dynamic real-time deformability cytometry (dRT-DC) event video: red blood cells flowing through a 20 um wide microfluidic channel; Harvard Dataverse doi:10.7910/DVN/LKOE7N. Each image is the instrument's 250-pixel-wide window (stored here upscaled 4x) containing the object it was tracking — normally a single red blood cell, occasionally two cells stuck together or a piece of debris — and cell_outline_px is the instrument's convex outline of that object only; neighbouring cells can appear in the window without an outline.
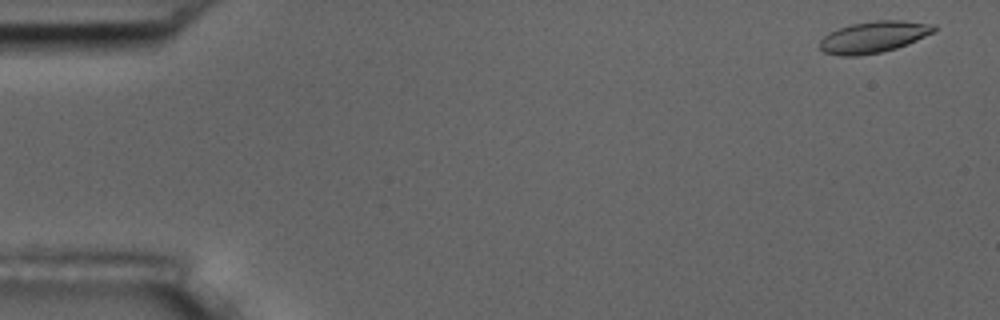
{"species": "common noctule bat (a hibernating species)", "species_latin": "Nyctalus noctula", "temperature_condition": "room temperature", "stored_images_in_passage": 5, "camera_frame_rate_fps": 3000, "um_per_image_px": 0.085, "animal": {"sex": "male", "body_mass_g": 17.5, "forearm_length_mm": 52.3}, "frame": {"image": 1, "passage_image": 1, "time_ms": 0.0, "image_size_px": [1000, 320], "cell_outline_px": [[936, 32], [908, 44], [896, 48], [880, 52], [860, 56], [840, 56], [824, 52], [820, 48], [820, 40], [828, 32], [852, 24], [876, 20], [904, 20], [936, 24]], "centroid_in_image_um": [74.3, 3.14], "position_along_channel_um": 10.7, "area_um2": 21.15}}
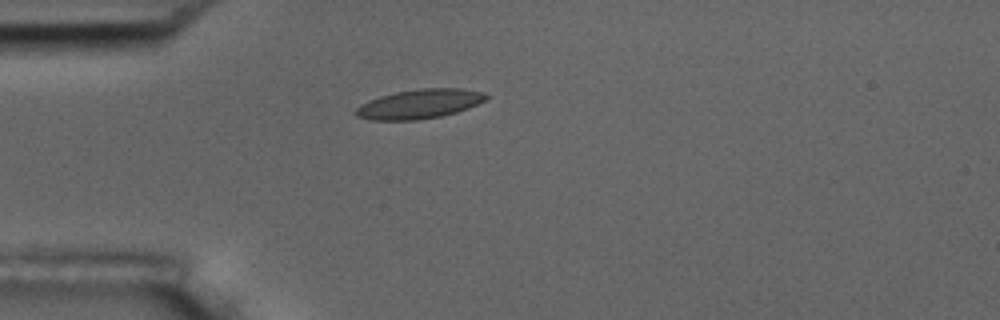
{"frame": {"image": 2, "passage_image": 4, "time_ms": 4.333, "image_size_px": [1000, 320], "cell_outline_px": [[488, 100], [468, 108], [456, 112], [440, 116], [416, 120], [368, 120], [356, 116], [352, 112], [360, 104], [368, 100], [380, 96], [396, 92], [420, 88], [460, 88], [484, 92], [488, 96]], "centroid_in_image_um": [35.63, 8.83], "position_along_channel_um": 49.4, "area_um2": 22.48}}